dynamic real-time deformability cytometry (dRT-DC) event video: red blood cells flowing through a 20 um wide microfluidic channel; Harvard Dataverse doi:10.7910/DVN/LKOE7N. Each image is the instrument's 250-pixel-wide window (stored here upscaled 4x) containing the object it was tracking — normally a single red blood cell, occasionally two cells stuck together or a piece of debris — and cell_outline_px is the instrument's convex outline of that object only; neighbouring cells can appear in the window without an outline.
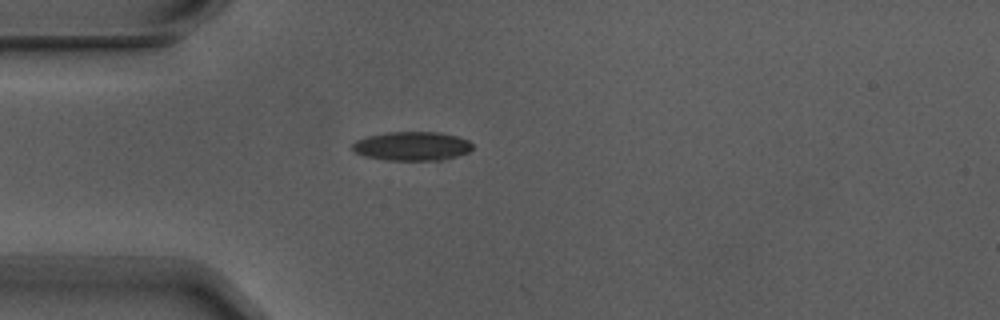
{"species": "Egyptian fruit bat (a non-hibernating species)", "species_latin": "Rousettus aegyptiacus", "temperature_condition": "warm", "stored_images_in_passage": 4, "camera_frame_rate_fps": 3000, "um_per_image_px": 0.085, "animal": {"sex": "male"}, "frame": {"image": 1, "passage_image": 4, "time_ms": 1.0, "image_size_px": [1000, 320], "cell_outline_px": [[472, 148], [468, 152], [444, 160], [388, 160], [364, 156], [356, 152], [352, 148], [352, 144], [356, 140], [368, 136], [388, 132], [440, 132], [456, 136], [468, 140], [472, 144]], "centroid_in_image_um": [35.02, 12.42], "position_along_channel_um": 50.0, "area_um2": 20.17}}